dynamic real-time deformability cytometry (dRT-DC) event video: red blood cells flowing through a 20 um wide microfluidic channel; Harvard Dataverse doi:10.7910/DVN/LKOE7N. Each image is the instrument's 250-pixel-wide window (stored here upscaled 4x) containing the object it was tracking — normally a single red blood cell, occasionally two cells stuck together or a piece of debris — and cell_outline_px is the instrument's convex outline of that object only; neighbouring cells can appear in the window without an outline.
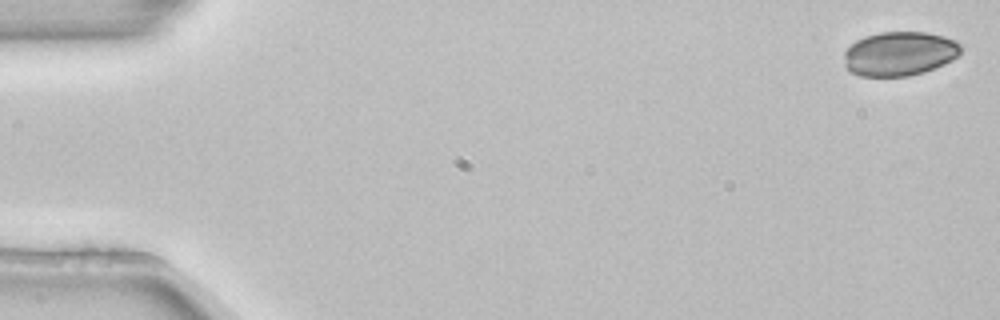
{"species": "common noctule bat (a hibernating species)", "species_latin": "Nyctalus noctula", "temperature_condition": "room temperature", "stored_images_in_passage": 5, "camera_frame_rate_fps": 3000, "um_per_image_px": 0.085, "animal": {"sex": "female", "body_mass_g": 22.7, "forearm_length_mm": 54.2}, "frame": {"image": 1, "passage_image": 1, "time_ms": 0.0, "image_size_px": [1000, 320], "cell_outline_px": [[960, 52], [952, 60], [944, 64], [924, 72], [908, 76], [860, 76], [852, 72], [844, 64], [844, 52], [856, 40], [864, 36], [880, 32], [928, 32], [944, 36], [956, 40], [960, 44]], "centroid_in_image_um": [76.46, 4.55], "position_along_channel_um": 8.5, "area_um2": 30.11}}
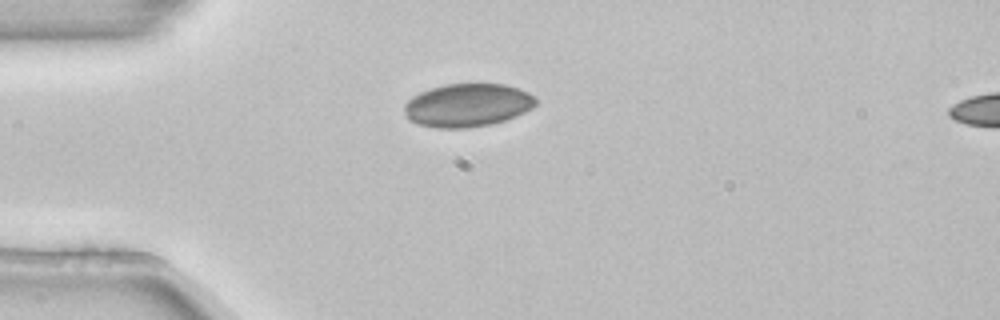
{"frame": {"image": 2, "passage_image": 4, "time_ms": 1.0, "image_size_px": [1000, 320], "cell_outline_px": [[536, 104], [532, 108], [524, 112], [504, 120], [488, 124], [468, 128], [436, 128], [420, 124], [408, 120], [404, 116], [404, 104], [412, 96], [420, 92], [444, 84], [504, 84], [520, 88], [536, 96]], "centroid_in_image_um": [39.72, 8.93], "position_along_channel_um": 45.3, "area_um2": 33.18}}
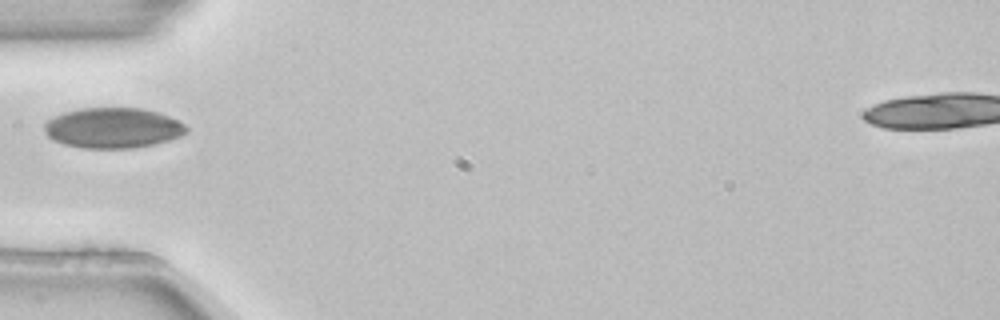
{"frame": {"image": 3, "passage_image": 5, "time_ms": 1.333, "image_size_px": [1000, 320], "cell_outline_px": [[188, 132], [180, 136], [168, 140], [152, 144], [132, 148], [84, 148], [64, 144], [52, 140], [44, 132], [44, 124], [48, 120], [64, 112], [80, 108], [144, 108], [168, 116], [184, 124], [188, 128]], "centroid_in_image_um": [9.58, 10.87], "position_along_channel_um": 75.4, "area_um2": 33.29}}